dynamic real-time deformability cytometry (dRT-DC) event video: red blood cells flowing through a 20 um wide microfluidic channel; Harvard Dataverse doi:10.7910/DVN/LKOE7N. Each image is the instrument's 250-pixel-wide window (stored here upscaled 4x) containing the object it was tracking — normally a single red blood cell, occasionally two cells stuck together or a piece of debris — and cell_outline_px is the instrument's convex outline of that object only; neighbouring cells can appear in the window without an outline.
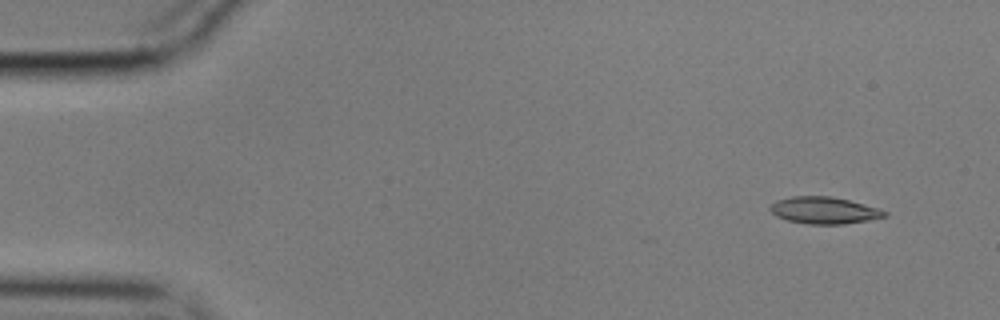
{"species": "common noctule bat (a hibernating species)", "species_latin": "Nyctalus noctula", "temperature_condition": "cold", "stored_images_in_passage": 45, "camera_frame_rate_fps": 3000, "um_per_image_px": 0.085, "animal": {"sex": "male", "body_mass_g": 17.9}, "frame": {"image": 1, "passage_image": 4, "time_ms": 1.0, "image_size_px": [1000, 320], "cell_outline_px": [[888, 216], [868, 220], [844, 224], [808, 224], [788, 220], [776, 216], [768, 208], [776, 200], [792, 196], [832, 196], [880, 208], [888, 212]], "centroid_in_image_um": [70.07, 17.87], "position_along_channel_um": 14.9, "area_um2": 17.98}}
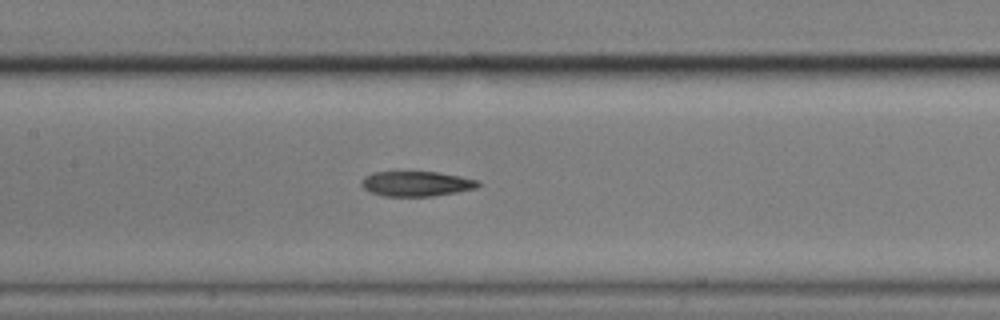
{"frame": {"image": 2, "passage_image": 26, "time_ms": 8.333, "image_size_px": [1000, 320], "cell_outline_px": [[480, 184], [476, 188], [456, 192], [432, 196], [384, 196], [372, 192], [364, 188], [360, 184], [360, 180], [364, 176], [372, 172], [436, 172], [460, 176], [480, 180]], "centroid_in_image_um": [35.38, 15.61], "position_along_channel_um": 172.0, "area_um2": 16.99}}
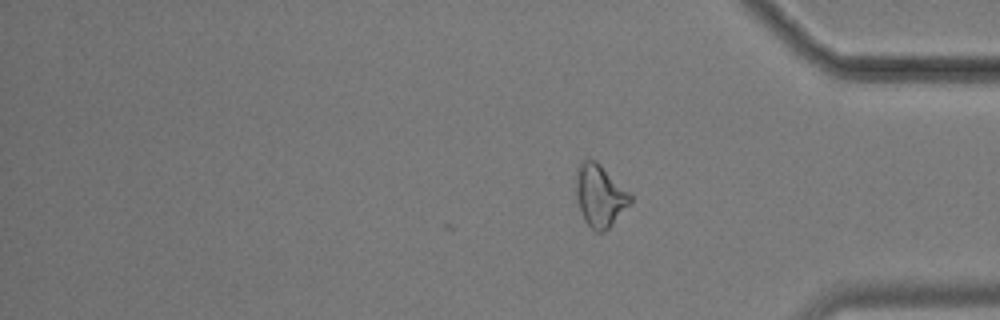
{"frame": {"image": 3, "passage_image": 45, "time_ms": 14.667, "image_size_px": [1000, 320], "cell_outline_px": [[632, 204], [604, 232], [596, 232], [584, 220], [580, 212], [576, 196], [576, 168], [580, 160], [596, 160], [632, 196]], "centroid_in_image_um": [50.97, 16.63], "position_along_channel_um": 384.2, "area_um2": 19.71}}